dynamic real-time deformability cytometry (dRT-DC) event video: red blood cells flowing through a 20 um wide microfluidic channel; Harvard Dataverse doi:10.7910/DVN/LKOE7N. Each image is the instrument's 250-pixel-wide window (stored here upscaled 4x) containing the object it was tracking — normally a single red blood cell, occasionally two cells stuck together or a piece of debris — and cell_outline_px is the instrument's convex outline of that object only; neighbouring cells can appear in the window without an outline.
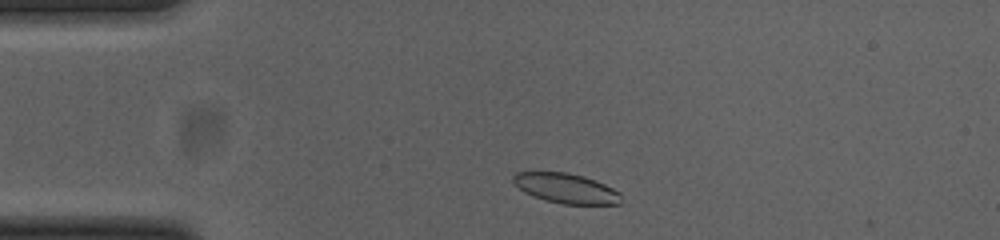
{"species": "common noctule bat (a hibernating species)", "species_latin": "Nyctalus noctula", "temperature_condition": "cold", "stored_images_in_passage": 42, "camera_frame_rate_fps": 3000, "um_per_image_px": 0.085, "animal": {"sex": "female", "body_mass_g": 23.0, "forearm_length_mm": 53.4}, "frame": {"image": 1, "passage_image": 3, "time_ms": 0.667, "image_size_px": [1000, 240], "cell_outline_px": [[620, 204], [564, 204], [544, 200], [532, 196], [524, 192], [512, 180], [512, 176], [516, 172], [564, 172], [584, 176], [604, 184], [620, 192]], "centroid_in_image_um": [48.09, 16.0], "position_along_channel_um": 36.9, "area_um2": 18.67}}
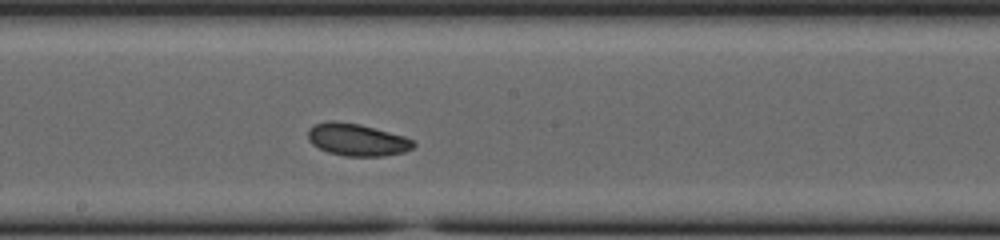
{"frame": {"image": 2, "passage_image": 20, "time_ms": 6.333, "image_size_px": [1000, 240], "cell_outline_px": [[416, 144], [412, 148], [404, 152], [384, 156], [344, 156], [328, 152], [312, 144], [308, 140], [308, 128], [316, 124], [328, 120], [332, 120], [360, 124], [404, 136], [412, 140]], "centroid_in_image_um": [30.33, 11.87], "position_along_channel_um": 217.9, "area_um2": 19.83}}
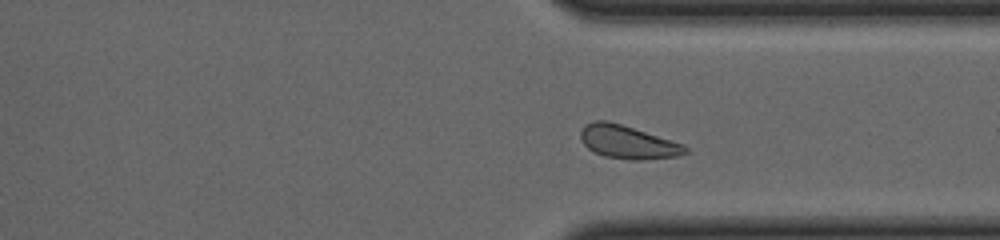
{"frame": {"image": 3, "passage_image": 31, "time_ms": 10.0, "image_size_px": [1000, 240], "cell_outline_px": [[688, 152], [676, 156], [644, 160], [632, 160], [604, 156], [588, 148], [584, 144], [580, 136], [580, 132], [584, 124], [592, 120], [608, 120], [684, 144], [688, 148]], "centroid_in_image_um": [53.35, 12.07], "position_along_channel_um": 358.1, "area_um2": 20.23}, "authors_computed_cell_mechanics": {"area_um2": 19.9121, "velocity_mm_per_s": 3.8099, "shape_relaxation_time_tau1_ms": 2.6544, "shape_relaxation_time_tau2_ms": null, "deformation_change_tau1": 0.0753, "deformation_change_tau2": null}}